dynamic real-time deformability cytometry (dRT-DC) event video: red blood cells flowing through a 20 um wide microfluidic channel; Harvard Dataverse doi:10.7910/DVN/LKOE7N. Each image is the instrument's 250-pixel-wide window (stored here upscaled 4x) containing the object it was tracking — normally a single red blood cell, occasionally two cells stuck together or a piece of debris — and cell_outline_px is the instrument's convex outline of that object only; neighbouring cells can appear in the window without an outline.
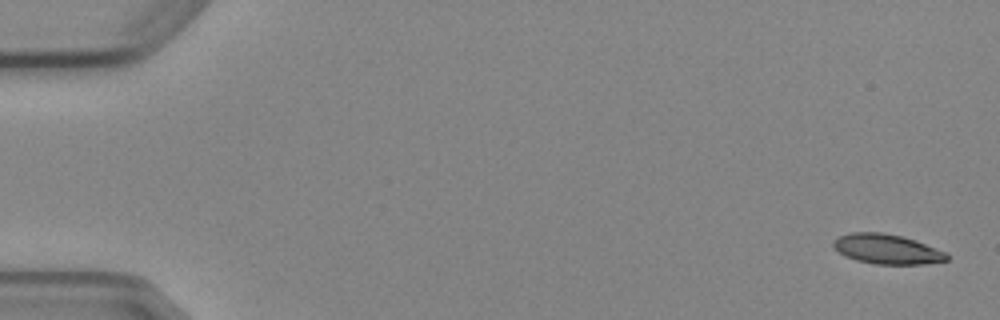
{"species": "Egyptian fruit bat (a non-hibernating species)", "species_latin": "Rousettus aegyptiacus", "temperature_condition": "cold", "stored_images_in_passage": 5, "camera_frame_rate_fps": 3000, "um_per_image_px": 0.085, "animal": {"sex": "female"}, "frame": {"image": 1, "passage_image": 1, "time_ms": 0.0, "image_size_px": [1000, 320], "cell_outline_px": [[948, 260], [924, 264], [876, 264], [856, 260], [844, 256], [832, 244], [832, 240], [840, 236], [852, 232], [880, 232], [900, 236], [916, 240], [948, 252]], "centroid_in_image_um": [75.41, 21.17], "position_along_channel_um": 9.6, "area_um2": 19.71}}